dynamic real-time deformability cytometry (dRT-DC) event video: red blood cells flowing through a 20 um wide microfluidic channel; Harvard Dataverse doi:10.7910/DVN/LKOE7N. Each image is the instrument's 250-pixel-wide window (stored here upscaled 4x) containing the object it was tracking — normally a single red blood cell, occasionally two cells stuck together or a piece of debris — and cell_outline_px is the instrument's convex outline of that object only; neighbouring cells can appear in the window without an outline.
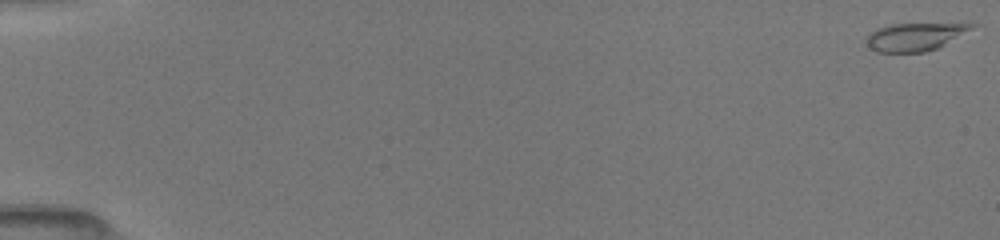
{"species": "common noctule bat (a hibernating species)", "species_latin": "Nyctalus noctula", "temperature_condition": "room temperature", "stored_images_in_passage": 52, "camera_frame_rate_fps": 3000, "um_per_image_px": 0.085, "animal": {"sex": "female", "body_mass_g": 19.5, "forearm_length_mm": 54.1}, "frame": {"image": 1, "passage_image": 1, "time_ms": 0.0, "image_size_px": [1000, 240], "cell_outline_px": [[980, 24], [936, 48], [924, 52], [876, 52], [864, 40], [868, 32], [876, 28], [892, 24], [968, 20], [972, 20]], "centroid_in_image_um": [77.88, 3.04], "position_along_channel_um": 7.1, "area_um2": 18.09}}
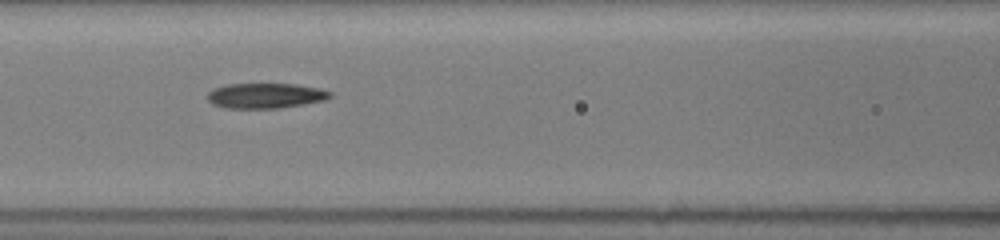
{"frame": {"image": 2, "passage_image": 24, "time_ms": 7.667, "image_size_px": [1000, 240], "cell_outline_px": [[332, 96], [324, 100], [304, 104], [280, 108], [224, 108], [212, 104], [208, 100], [208, 92], [216, 88], [228, 84], [296, 84], [320, 88], [332, 92]], "centroid_in_image_um": [22.59, 8.13], "position_along_channel_um": 144.0, "area_um2": 17.98}}
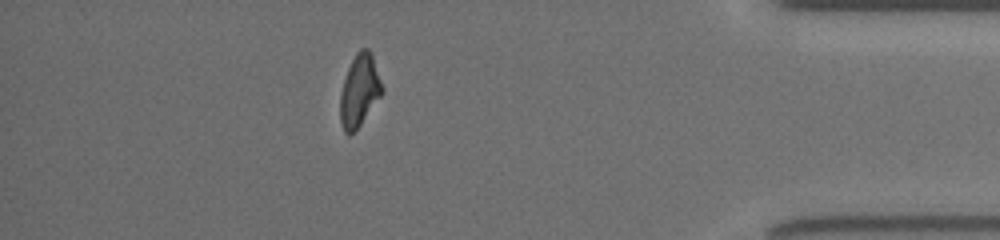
{"frame": {"image": 3, "passage_image": 46, "time_ms": 15.0, "image_size_px": [1000, 240], "cell_outline_px": [[384, 92], [360, 124], [348, 136], [344, 132], [340, 120], [340, 92], [348, 68], [356, 52], [360, 48], [368, 48], [372, 56], [384, 88]], "centroid_in_image_um": [30.55, 7.69], "position_along_channel_um": 404.6, "area_um2": 17.46}, "authors_computed_cell_mechanics": {"area_um2": 18.0336, "velocity_mm_per_s": 4.0543, "shape_relaxation_time_tau1_ms": 5.3248, "shape_relaxation_time_tau2_ms": 1.453, "deformation_change_tau1": 0.1802, "deformation_change_tau2": 0.0796}}